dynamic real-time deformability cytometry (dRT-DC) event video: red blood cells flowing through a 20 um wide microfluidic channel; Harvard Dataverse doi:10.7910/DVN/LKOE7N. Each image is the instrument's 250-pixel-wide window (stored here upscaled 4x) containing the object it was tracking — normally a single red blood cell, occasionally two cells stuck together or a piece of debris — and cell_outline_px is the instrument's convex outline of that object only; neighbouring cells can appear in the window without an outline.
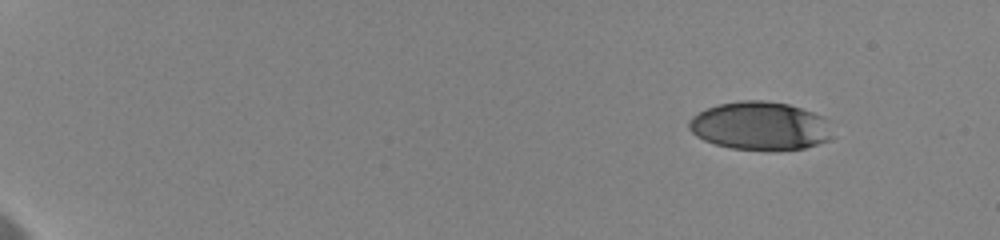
{"species": "human", "species_latin": "Homo sapiens", "temperature_condition": "cold", "stored_images_in_passage": 10, "camera_frame_rate_fps": 3000, "um_per_image_px": 0.085, "donor": {"sex": "female"}, "frame": {"image": 1, "passage_image": 2, "time_ms": 1.0, "image_size_px": [1000, 240], "cell_outline_px": [[836, 136], [828, 140], [804, 148], [776, 152], [772, 152], [732, 148], [716, 144], [704, 140], [696, 136], [688, 128], [688, 120], [692, 116], [716, 104], [740, 100], [764, 100], [788, 104], [812, 112], [820, 116], [824, 120]], "centroid_in_image_um": [64.6, 10.72], "position_along_channel_um": 20.4, "area_um2": 40.81}}
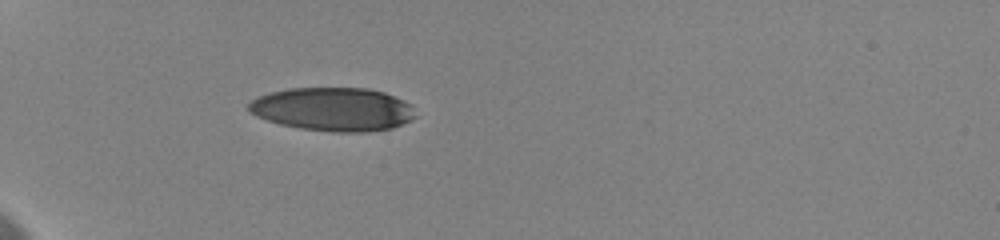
{"frame": {"image": 2, "passage_image": 8, "time_ms": 5.667, "image_size_px": [1000, 240], "cell_outline_px": [[416, 116], [412, 120], [392, 128], [368, 132], [332, 132], [300, 128], [280, 124], [256, 116], [248, 112], [248, 104], [256, 96], [268, 92], [288, 88], [368, 88], [384, 92], [404, 100], [412, 104]], "centroid_in_image_um": [28.31, 9.28], "position_along_channel_um": 56.7, "area_um2": 42.71}}